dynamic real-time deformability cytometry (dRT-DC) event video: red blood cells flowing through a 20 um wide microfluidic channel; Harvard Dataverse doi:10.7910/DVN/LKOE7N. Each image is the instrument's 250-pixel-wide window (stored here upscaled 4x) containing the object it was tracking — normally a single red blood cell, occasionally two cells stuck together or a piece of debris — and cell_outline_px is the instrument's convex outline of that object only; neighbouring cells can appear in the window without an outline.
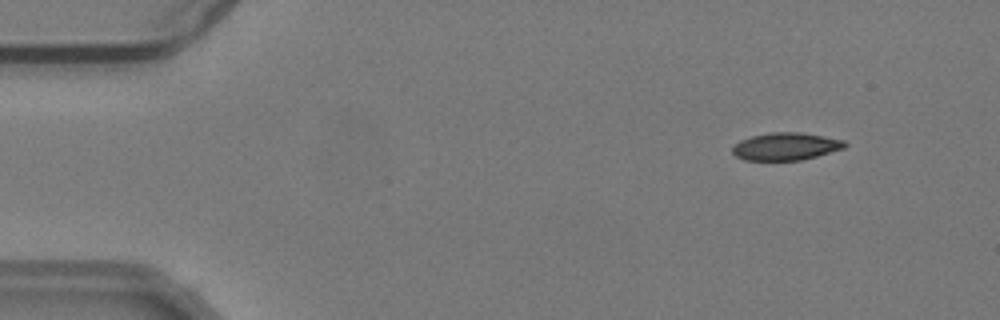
{"species": "common noctule bat (a hibernating species)", "species_latin": "Nyctalus noctula", "temperature_condition": "warm", "stored_images_in_passage": 51, "camera_frame_rate_fps": 3000, "um_per_image_px": 0.085, "animal": {"sex": "male", "body_mass_g": 19.2, "forearm_length_mm": 51.8}, "frame": {"image": 1, "passage_image": 3, "time_ms": 0.667, "image_size_px": [1000, 320], "cell_outline_px": [[848, 144], [844, 148], [816, 156], [800, 160], [744, 160], [736, 156], [732, 152], [732, 148], [740, 140], [752, 136], [772, 132], [800, 132], [824, 136], [844, 140]], "centroid_in_image_um": [66.8, 12.44], "position_along_channel_um": 18.2, "area_um2": 17.92}}
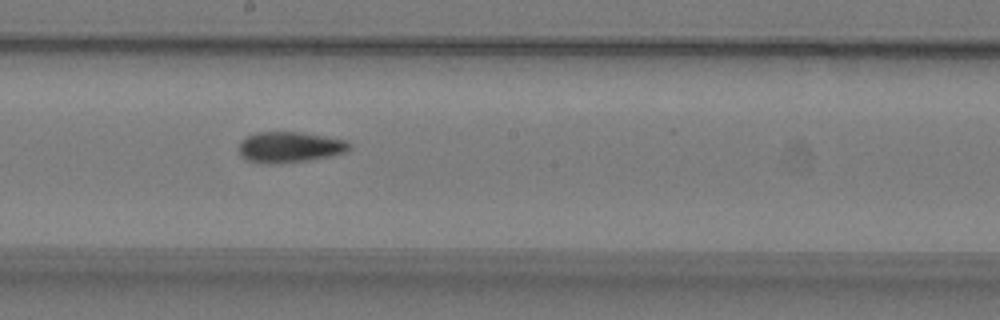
{"frame": {"image": 2, "passage_image": 27, "time_ms": 8.667, "image_size_px": [1000, 320], "cell_outline_px": [[352, 148], [348, 152], [332, 156], [308, 160], [248, 160], [240, 156], [240, 140], [244, 136], [256, 132], [300, 132], [348, 140], [352, 144]], "centroid_in_image_um": [24.73, 12.44], "position_along_channel_um": 223.5, "area_um2": 19.19}}
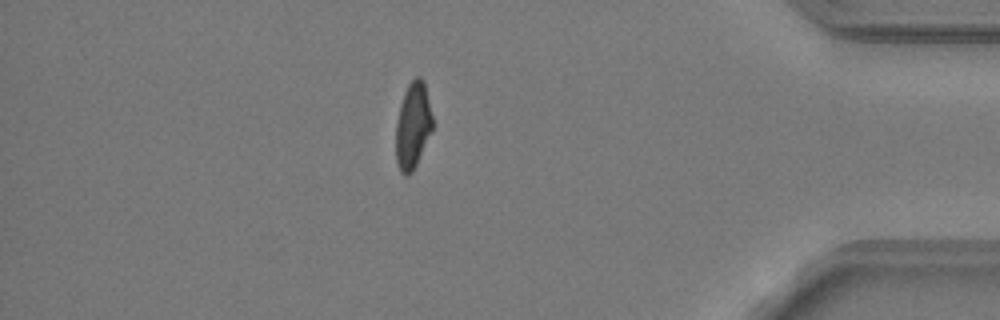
{"frame": {"image": 3, "passage_image": 44, "time_ms": 14.333, "image_size_px": [1000, 320], "cell_outline_px": [[432, 128], [416, 164], [412, 172], [408, 176], [404, 176], [400, 172], [396, 160], [396, 124], [400, 104], [404, 92], [408, 84], [416, 76], [420, 76], [424, 80], [432, 116]], "centroid_in_image_um": [35.07, 10.66], "position_along_channel_um": 400.1, "area_um2": 18.26}, "authors_computed_cell_mechanics": {"area_um2": 19.2474, "velocity_mm_per_s": 3.8141, "shape_relaxation_time_tau1_ms": null, "shape_relaxation_time_tau2_ms": 2.9092, "deformation_change_tau1": null, "deformation_change_tau2": 0.0895}}